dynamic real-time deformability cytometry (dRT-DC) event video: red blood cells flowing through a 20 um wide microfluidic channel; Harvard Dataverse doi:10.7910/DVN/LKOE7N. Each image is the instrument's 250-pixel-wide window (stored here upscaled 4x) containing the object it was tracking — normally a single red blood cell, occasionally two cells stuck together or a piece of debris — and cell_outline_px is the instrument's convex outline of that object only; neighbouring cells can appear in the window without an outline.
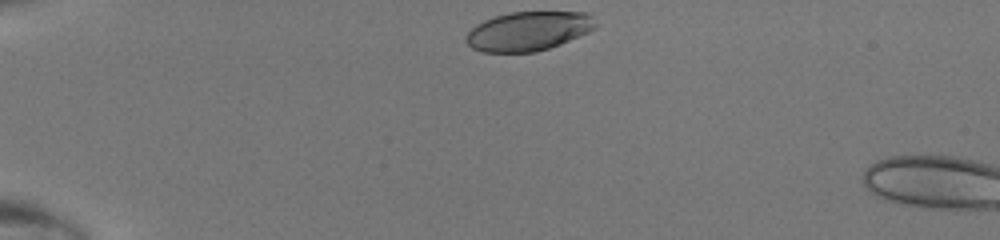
{"species": "human", "species_latin": "Homo sapiens", "temperature_condition": "room temperature", "stored_images_in_passage": 3, "camera_frame_rate_fps": 3000, "um_per_image_px": 0.085, "donor": {"sex": "male"}, "frame": {"image": 1, "passage_image": 1, "time_ms": 0.0, "image_size_px": [1000, 240], "cell_outline_px": [[596, 28], [588, 32], [560, 44], [536, 52], [484, 52], [472, 48], [464, 40], [464, 36], [476, 24], [484, 20], [508, 12], [588, 12], [596, 24]], "centroid_in_image_um": [44.88, 2.64], "position_along_channel_um": 40.1, "area_um2": 29.54}}